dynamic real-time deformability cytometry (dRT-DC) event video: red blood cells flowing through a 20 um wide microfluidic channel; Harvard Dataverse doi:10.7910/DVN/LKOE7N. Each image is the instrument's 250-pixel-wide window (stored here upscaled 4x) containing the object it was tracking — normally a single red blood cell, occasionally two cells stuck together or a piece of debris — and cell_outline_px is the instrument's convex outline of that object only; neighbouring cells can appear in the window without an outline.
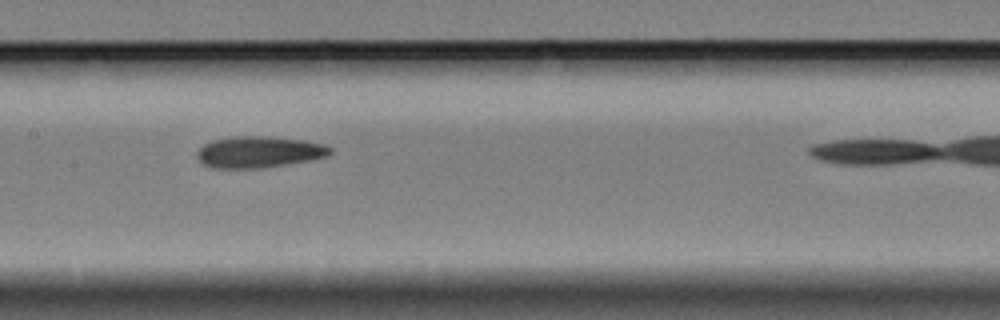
{"species": "Egyptian fruit bat (a non-hibernating species)", "species_latin": "Rousettus aegyptiacus", "temperature_condition": "cold", "stored_images_in_passage": 9, "camera_frame_rate_fps": 3000, "um_per_image_px": 0.085, "animal": {"sex": "female"}, "frame": {"image": 1, "passage_image": 6, "time_ms": 5.667, "image_size_px": [1000, 320], "cell_outline_px": [[332, 152], [328, 156], [308, 160], [260, 168], [216, 168], [204, 164], [196, 156], [196, 152], [204, 144], [212, 140], [236, 136], [264, 136], [304, 140], [324, 144], [332, 148]], "centroid_in_image_um": [22.01, 12.91], "position_along_channel_um": 185.4, "area_um2": 24.16}}
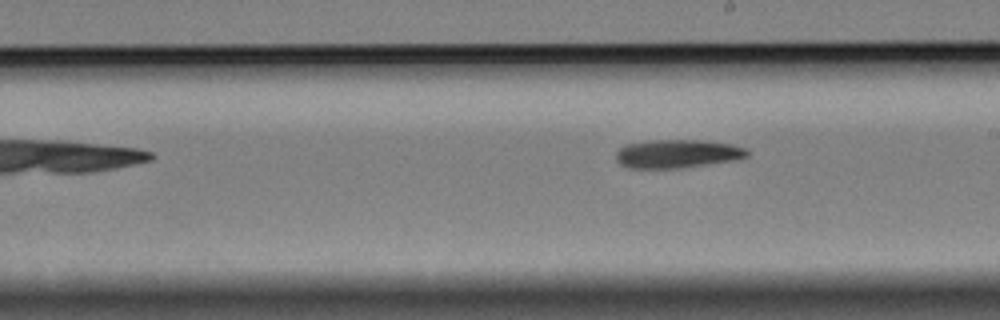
{"frame": {"image": 2, "passage_image": 9, "time_ms": 10.667, "image_size_px": [1000, 320], "cell_outline_px": [[752, 152], [748, 156], [740, 160], [680, 168], [632, 168], [620, 164], [616, 160], [616, 152], [624, 144], [648, 140], [704, 140], [732, 144], [744, 148]], "centroid_in_image_um": [57.62, 13.06], "position_along_channel_um": 231.4, "area_um2": 22.14}}